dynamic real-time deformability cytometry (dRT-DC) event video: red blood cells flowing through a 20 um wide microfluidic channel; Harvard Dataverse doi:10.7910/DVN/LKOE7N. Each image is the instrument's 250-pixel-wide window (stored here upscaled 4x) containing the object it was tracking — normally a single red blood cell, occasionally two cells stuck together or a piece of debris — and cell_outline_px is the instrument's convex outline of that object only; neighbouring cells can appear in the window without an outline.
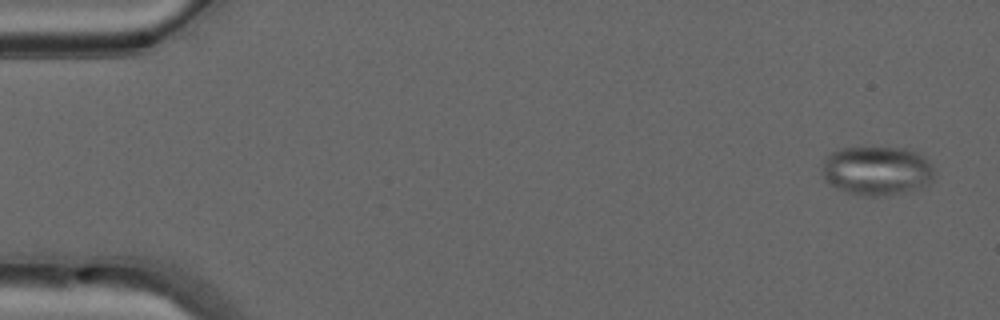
{"species": "common noctule bat (a hibernating species)", "species_latin": "Nyctalus noctula", "temperature_condition": "warm", "stored_images_in_passage": 27, "camera_frame_rate_fps": 3000, "um_per_image_px": 0.085, "animal": {"sex": "male", "forearm_length_mm": 52.5}, "frame": {"image": 1, "passage_image": 3, "time_ms": 0.667, "image_size_px": [1000, 320], "cell_outline_px": [[936, 176], [928, 184], [888, 196], [860, 196], [848, 192], [824, 180], [824, 160], [828, 152], [840, 148], [904, 148], [916, 152], [932, 168]], "centroid_in_image_um": [74.51, 14.51], "position_along_channel_um": 10.5, "area_um2": 31.62}}